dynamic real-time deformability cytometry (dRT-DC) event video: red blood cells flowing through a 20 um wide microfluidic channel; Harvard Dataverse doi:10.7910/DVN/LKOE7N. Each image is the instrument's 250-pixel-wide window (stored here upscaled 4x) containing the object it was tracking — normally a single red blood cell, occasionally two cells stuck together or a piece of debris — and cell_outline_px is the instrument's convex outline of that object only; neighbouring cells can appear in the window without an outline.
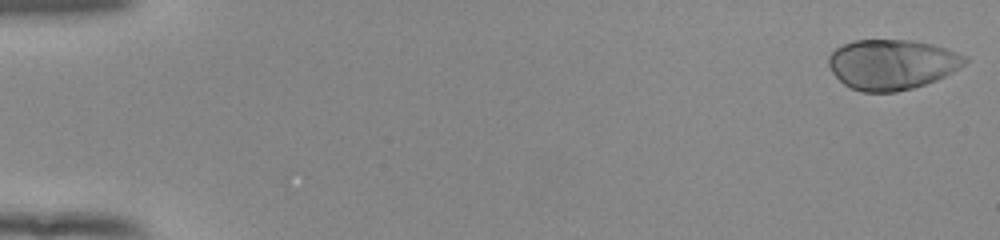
{"species": "human", "species_latin": "Homo sapiens", "temperature_condition": "room temperature", "stored_images_in_passage": 53, "camera_frame_rate_fps": 3000, "um_per_image_px": 0.085, "donor": {"sex": "female"}, "frame": {"image": 1, "passage_image": 1, "time_ms": 0.0, "image_size_px": [1000, 240], "cell_outline_px": [[968, 60], [960, 68], [936, 80], [912, 88], [896, 92], [860, 92], [844, 84], [832, 72], [828, 64], [828, 56], [836, 48], [844, 44], [856, 40], [908, 40], [932, 44], [968, 56]], "centroid_in_image_um": [75.81, 5.48], "position_along_channel_um": 9.2, "area_um2": 39.71}}
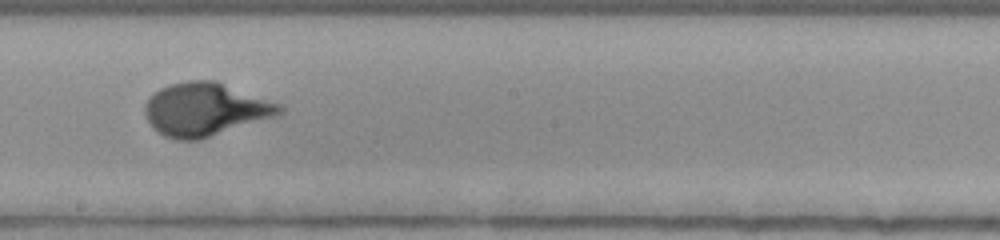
{"frame": {"image": 2, "passage_image": 31, "time_ms": 10.0, "image_size_px": [1000, 240], "cell_outline_px": [[284, 112], [276, 116], [200, 140], [176, 140], [164, 136], [152, 128], [144, 112], [144, 104], [160, 88], [168, 84], [188, 80], [216, 80], [284, 104]], "centroid_in_image_um": [17.49, 9.29], "position_along_channel_um": 230.7, "area_um2": 42.19}}
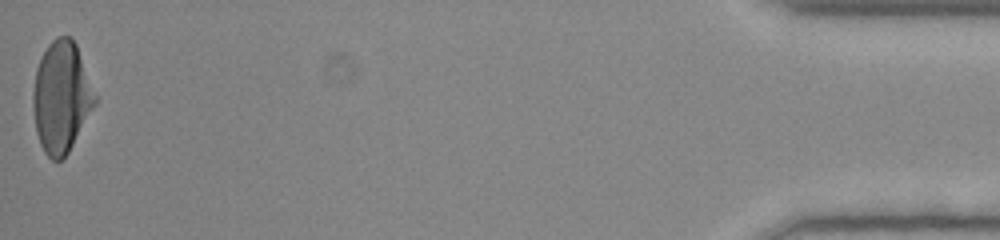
{"frame": {"image": 3, "passage_image": 53, "time_ms": 17.333, "image_size_px": [1000, 240], "cell_outline_px": [[96, 104], [68, 152], [60, 160], [52, 160], [44, 152], [40, 144], [36, 132], [32, 104], [32, 92], [36, 68], [48, 44], [56, 36], [72, 36], [76, 44], [96, 96]], "centroid_in_image_um": [5.2, 8.24], "position_along_channel_um": 430.0, "area_um2": 39.94}, "authors_computed_cell_mechanics": {"area_um2": 39.4774, "velocity_mm_per_s": 3.9064, "shape_relaxation_time_tau1_ms": 3.5505, "shape_relaxation_time_tau2_ms": null, "deformation_change_tau1": 0.2, "deformation_change_tau2": null}}